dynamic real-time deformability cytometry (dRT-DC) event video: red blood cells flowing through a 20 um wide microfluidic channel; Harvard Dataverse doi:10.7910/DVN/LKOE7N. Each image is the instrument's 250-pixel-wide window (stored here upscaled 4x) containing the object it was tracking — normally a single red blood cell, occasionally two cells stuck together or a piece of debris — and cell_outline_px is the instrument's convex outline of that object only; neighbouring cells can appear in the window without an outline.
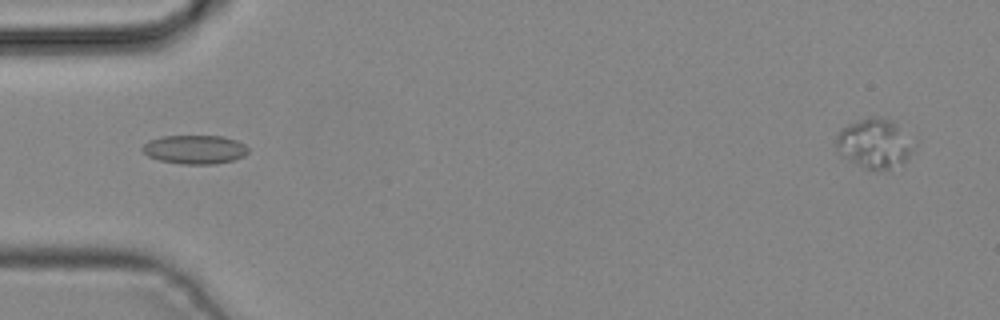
{"species": "common noctule bat (a hibernating species)", "species_latin": "Nyctalus noctula", "temperature_condition": "cold", "stored_images_in_passage": 3, "camera_frame_rate_fps": 3000, "um_per_image_px": 0.085, "animal": {"sex": "male", "body_mass_g": 19.2, "forearm_length_mm": 51.8}, "frame": {"image": 1, "passage_image": 3, "time_ms": 0.667, "image_size_px": [1000, 320], "cell_outline_px": [[248, 152], [244, 156], [232, 160], [216, 164], [184, 164], [160, 160], [148, 156], [140, 148], [148, 140], [160, 136], [224, 136], [236, 140], [244, 144], [248, 148]], "centroid_in_image_um": [16.55, 12.7], "position_along_channel_um": 68.5, "area_um2": 17.8}}